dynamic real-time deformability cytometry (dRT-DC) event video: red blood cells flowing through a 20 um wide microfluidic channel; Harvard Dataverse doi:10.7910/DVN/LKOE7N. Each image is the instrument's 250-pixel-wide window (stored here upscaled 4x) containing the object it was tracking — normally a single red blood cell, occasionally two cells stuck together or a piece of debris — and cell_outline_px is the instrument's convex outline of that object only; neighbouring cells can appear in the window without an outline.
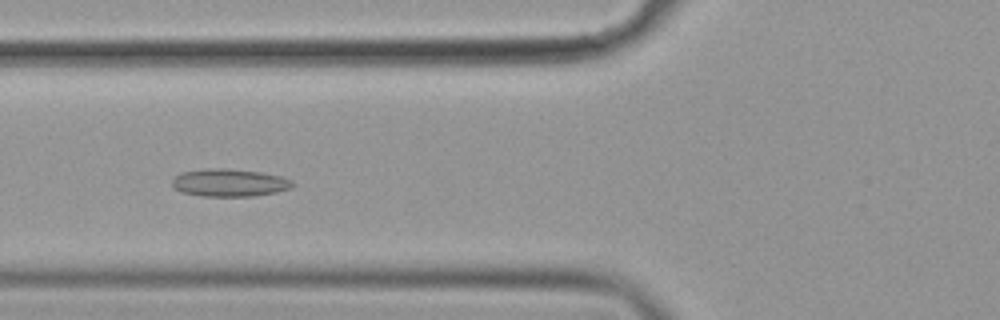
{"species": "common noctule bat (a hibernating species)", "species_latin": "Nyctalus noctula", "temperature_condition": "cold", "stored_images_in_passage": 45, "camera_frame_rate_fps": 3000, "um_per_image_px": 0.085, "animal": {"sex": "female", "body_mass_g": 19.9}, "frame": {"image": 1, "passage_image": 11, "time_ms": 3.333, "image_size_px": [1000, 320], "cell_outline_px": [[296, 184], [292, 188], [276, 192], [252, 196], [200, 196], [180, 192], [172, 188], [172, 180], [180, 172], [208, 168], [224, 168], [260, 172], [280, 176], [292, 180]], "centroid_in_image_um": [19.48, 15.53], "position_along_channel_um": 106.3, "area_um2": 19.59}}
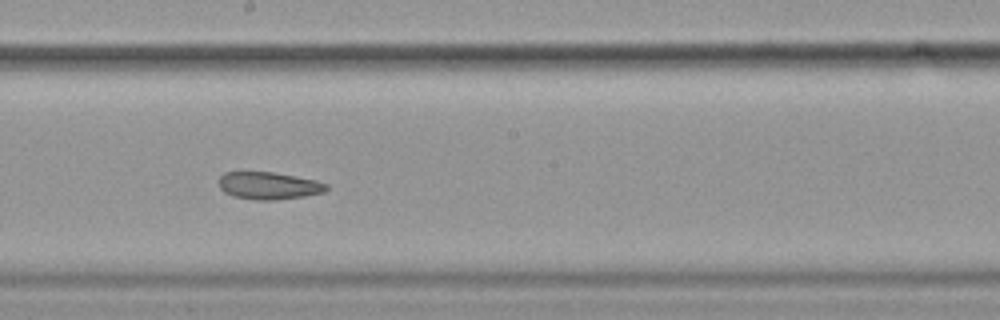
{"frame": {"image": 2, "passage_image": 21, "time_ms": 6.667, "image_size_px": [1000, 320], "cell_outline_px": [[328, 188], [324, 192], [304, 196], [276, 200], [256, 200], [232, 196], [224, 192], [220, 188], [220, 176], [224, 172], [276, 172], [316, 180], [328, 184]], "centroid_in_image_um": [22.85, 15.78], "position_along_channel_um": 225.3, "area_um2": 17.22}}
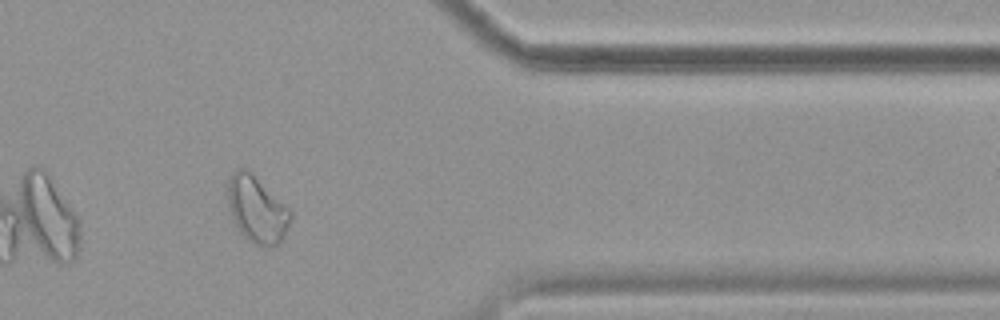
{"frame": {"image": 3, "passage_image": 36, "time_ms": 11.667, "image_size_px": [1000, 320], "cell_outline_px": [[292, 216], [288, 228], [280, 244], [268, 248], [252, 244], [240, 232], [232, 216], [228, 204], [224, 184], [232, 172], [236, 168], [248, 168], [292, 212]], "centroid_in_image_um": [21.8, 17.78], "position_along_channel_um": 389.6, "area_um2": 24.91}, "authors_computed_cell_mechanics": {"area_um2": 19.941, "velocity_mm_per_s": 3.5784, "shape_relaxation_time_tau1_ms": null, "shape_relaxation_time_tau2_ms": 4.5606, "deformation_change_tau1": null, "deformation_change_tau2": 0.0895}}